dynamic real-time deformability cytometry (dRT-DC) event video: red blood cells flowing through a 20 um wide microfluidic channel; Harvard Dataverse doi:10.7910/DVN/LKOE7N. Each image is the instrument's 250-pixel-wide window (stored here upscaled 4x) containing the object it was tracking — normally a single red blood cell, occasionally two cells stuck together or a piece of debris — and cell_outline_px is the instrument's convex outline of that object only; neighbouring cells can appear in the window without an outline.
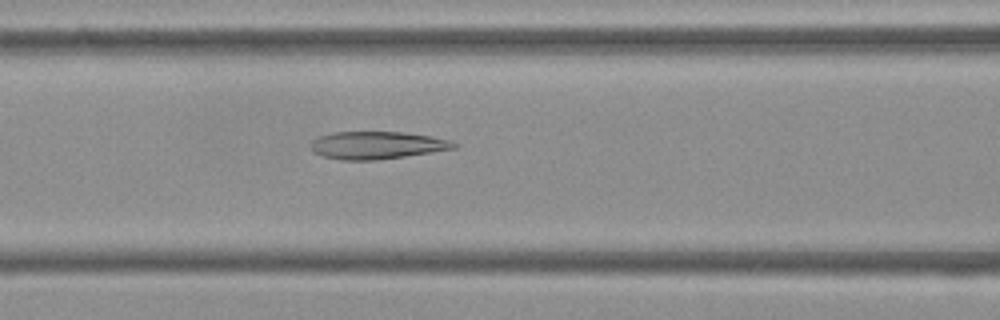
{"species": "Egyptian fruit bat (a non-hibernating species)", "species_latin": "Rousettus aegyptiacus", "temperature_condition": "cold", "stored_images_in_passage": 23, "camera_frame_rate_fps": 3000, "um_per_image_px": 0.085, "frame": {"image": 1, "passage_image": 12, "time_ms": 3.667, "image_size_px": [1000, 320], "cell_outline_px": [[460, 144], [456, 148], [404, 156], [376, 160], [340, 160], [320, 156], [312, 148], [312, 140], [320, 136], [332, 132], [404, 132], [432, 136], [448, 140]], "centroid_in_image_um": [32.05, 12.34], "position_along_channel_um": 134.6, "area_um2": 22.89}}
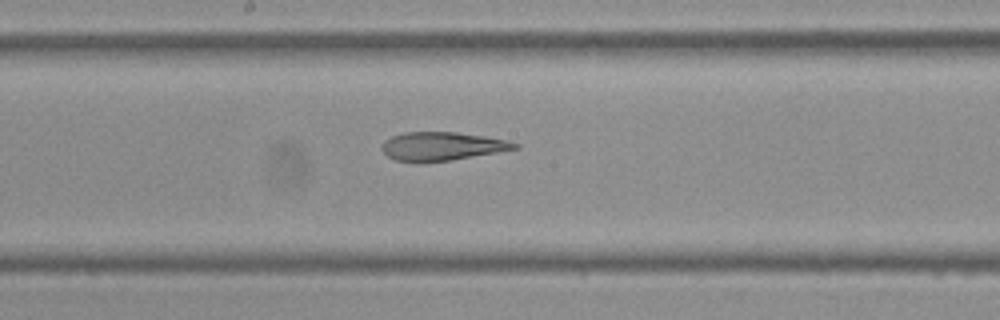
{"frame": {"image": 2, "passage_image": 18, "time_ms": 5.667, "image_size_px": [1000, 320], "cell_outline_px": [[520, 148], [452, 160], [396, 160], [388, 156], [380, 148], [384, 140], [392, 136], [404, 132], [456, 132], [484, 136], [504, 140], [520, 144]], "centroid_in_image_um": [37.58, 12.4], "position_along_channel_um": 210.6, "area_um2": 21.5}}
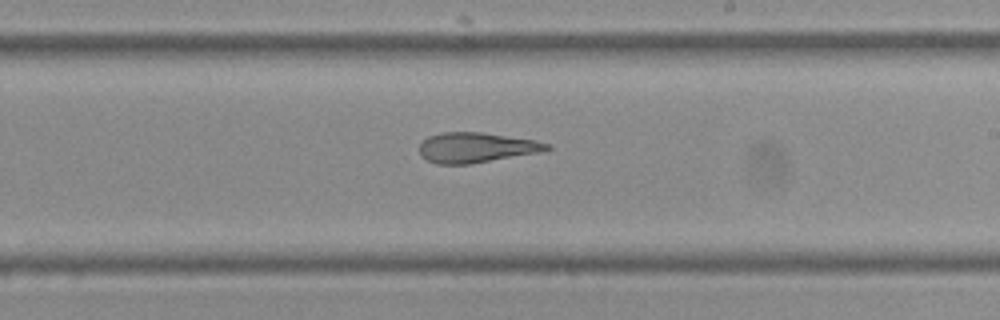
{"frame": {"image": 3, "passage_image": 21, "time_ms": 6.667, "image_size_px": [1000, 320], "cell_outline_px": [[552, 148], [540, 152], [472, 164], [436, 164], [420, 156], [420, 144], [428, 136], [440, 132], [484, 132], [536, 140], [552, 144]], "centroid_in_image_um": [40.5, 12.54], "position_along_channel_um": 248.5, "area_um2": 22.6}}